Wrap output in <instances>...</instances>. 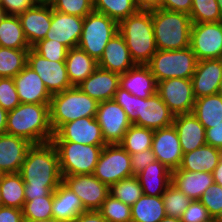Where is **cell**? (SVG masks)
Returning a JSON list of instances; mask_svg holds the SVG:
<instances>
[{
    "mask_svg": "<svg viewBox=\"0 0 222 222\" xmlns=\"http://www.w3.org/2000/svg\"><path fill=\"white\" fill-rule=\"evenodd\" d=\"M19 173L25 183V202L36 197L53 196L63 180L54 144L51 141L33 144Z\"/></svg>",
    "mask_w": 222,
    "mask_h": 222,
    "instance_id": "6da1fadb",
    "label": "cell"
},
{
    "mask_svg": "<svg viewBox=\"0 0 222 222\" xmlns=\"http://www.w3.org/2000/svg\"><path fill=\"white\" fill-rule=\"evenodd\" d=\"M6 133L32 144L50 142L54 135L49 104L20 103L7 113Z\"/></svg>",
    "mask_w": 222,
    "mask_h": 222,
    "instance_id": "7a4b0ae2",
    "label": "cell"
},
{
    "mask_svg": "<svg viewBox=\"0 0 222 222\" xmlns=\"http://www.w3.org/2000/svg\"><path fill=\"white\" fill-rule=\"evenodd\" d=\"M113 100L125 110L134 125L152 130L173 125L175 115L157 93L150 98H140L119 87Z\"/></svg>",
    "mask_w": 222,
    "mask_h": 222,
    "instance_id": "3957f363",
    "label": "cell"
},
{
    "mask_svg": "<svg viewBox=\"0 0 222 222\" xmlns=\"http://www.w3.org/2000/svg\"><path fill=\"white\" fill-rule=\"evenodd\" d=\"M118 32L125 39L136 65H147L156 53L151 11H138L118 23Z\"/></svg>",
    "mask_w": 222,
    "mask_h": 222,
    "instance_id": "277c9868",
    "label": "cell"
},
{
    "mask_svg": "<svg viewBox=\"0 0 222 222\" xmlns=\"http://www.w3.org/2000/svg\"><path fill=\"white\" fill-rule=\"evenodd\" d=\"M154 38L158 50L190 47L192 21L189 14L166 9L151 11Z\"/></svg>",
    "mask_w": 222,
    "mask_h": 222,
    "instance_id": "5b68a950",
    "label": "cell"
},
{
    "mask_svg": "<svg viewBox=\"0 0 222 222\" xmlns=\"http://www.w3.org/2000/svg\"><path fill=\"white\" fill-rule=\"evenodd\" d=\"M99 102L83 93L77 86L52 95L49 112L54 133L65 123L80 118L96 117Z\"/></svg>",
    "mask_w": 222,
    "mask_h": 222,
    "instance_id": "8992f818",
    "label": "cell"
},
{
    "mask_svg": "<svg viewBox=\"0 0 222 222\" xmlns=\"http://www.w3.org/2000/svg\"><path fill=\"white\" fill-rule=\"evenodd\" d=\"M197 58L190 47L177 50H157L147 66L156 82L170 78L191 79Z\"/></svg>",
    "mask_w": 222,
    "mask_h": 222,
    "instance_id": "52a82bcc",
    "label": "cell"
},
{
    "mask_svg": "<svg viewBox=\"0 0 222 222\" xmlns=\"http://www.w3.org/2000/svg\"><path fill=\"white\" fill-rule=\"evenodd\" d=\"M56 147L61 175L93 174L104 146L75 142H52Z\"/></svg>",
    "mask_w": 222,
    "mask_h": 222,
    "instance_id": "ba28073f",
    "label": "cell"
},
{
    "mask_svg": "<svg viewBox=\"0 0 222 222\" xmlns=\"http://www.w3.org/2000/svg\"><path fill=\"white\" fill-rule=\"evenodd\" d=\"M118 32V23L107 15L93 11L84 17L83 29L78 47L97 61L105 46Z\"/></svg>",
    "mask_w": 222,
    "mask_h": 222,
    "instance_id": "9c48e42d",
    "label": "cell"
},
{
    "mask_svg": "<svg viewBox=\"0 0 222 222\" xmlns=\"http://www.w3.org/2000/svg\"><path fill=\"white\" fill-rule=\"evenodd\" d=\"M93 175L109 187L132 177L131 156L120 144H107L101 151Z\"/></svg>",
    "mask_w": 222,
    "mask_h": 222,
    "instance_id": "30bf717a",
    "label": "cell"
},
{
    "mask_svg": "<svg viewBox=\"0 0 222 222\" xmlns=\"http://www.w3.org/2000/svg\"><path fill=\"white\" fill-rule=\"evenodd\" d=\"M190 48L198 61L222 58V21L192 23Z\"/></svg>",
    "mask_w": 222,
    "mask_h": 222,
    "instance_id": "8fae6325",
    "label": "cell"
},
{
    "mask_svg": "<svg viewBox=\"0 0 222 222\" xmlns=\"http://www.w3.org/2000/svg\"><path fill=\"white\" fill-rule=\"evenodd\" d=\"M95 118L106 144H120L132 125L125 110L113 99L99 102Z\"/></svg>",
    "mask_w": 222,
    "mask_h": 222,
    "instance_id": "7c38bea8",
    "label": "cell"
},
{
    "mask_svg": "<svg viewBox=\"0 0 222 222\" xmlns=\"http://www.w3.org/2000/svg\"><path fill=\"white\" fill-rule=\"evenodd\" d=\"M157 94L174 115L193 112L196 98L191 79L170 78L159 81Z\"/></svg>",
    "mask_w": 222,
    "mask_h": 222,
    "instance_id": "4fadbf2b",
    "label": "cell"
},
{
    "mask_svg": "<svg viewBox=\"0 0 222 222\" xmlns=\"http://www.w3.org/2000/svg\"><path fill=\"white\" fill-rule=\"evenodd\" d=\"M27 65L39 75L51 95L63 92L73 86L68 77L65 61L48 60L30 48L27 55Z\"/></svg>",
    "mask_w": 222,
    "mask_h": 222,
    "instance_id": "5bb4252c",
    "label": "cell"
},
{
    "mask_svg": "<svg viewBox=\"0 0 222 222\" xmlns=\"http://www.w3.org/2000/svg\"><path fill=\"white\" fill-rule=\"evenodd\" d=\"M51 142H75L93 146L107 145L95 117L80 118L63 124L54 133Z\"/></svg>",
    "mask_w": 222,
    "mask_h": 222,
    "instance_id": "9a60e30c",
    "label": "cell"
},
{
    "mask_svg": "<svg viewBox=\"0 0 222 222\" xmlns=\"http://www.w3.org/2000/svg\"><path fill=\"white\" fill-rule=\"evenodd\" d=\"M62 182L80 198L87 211L99 210L110 193L109 186L93 174L63 176Z\"/></svg>",
    "mask_w": 222,
    "mask_h": 222,
    "instance_id": "2e32d148",
    "label": "cell"
},
{
    "mask_svg": "<svg viewBox=\"0 0 222 222\" xmlns=\"http://www.w3.org/2000/svg\"><path fill=\"white\" fill-rule=\"evenodd\" d=\"M151 150L156 160L170 170L173 171L180 167L183 152L177 130L173 125L154 130Z\"/></svg>",
    "mask_w": 222,
    "mask_h": 222,
    "instance_id": "e0dca14e",
    "label": "cell"
},
{
    "mask_svg": "<svg viewBox=\"0 0 222 222\" xmlns=\"http://www.w3.org/2000/svg\"><path fill=\"white\" fill-rule=\"evenodd\" d=\"M83 23V17L57 12L52 8L51 25L45 39L56 40L68 49L78 47Z\"/></svg>",
    "mask_w": 222,
    "mask_h": 222,
    "instance_id": "ac0fdd59",
    "label": "cell"
},
{
    "mask_svg": "<svg viewBox=\"0 0 222 222\" xmlns=\"http://www.w3.org/2000/svg\"><path fill=\"white\" fill-rule=\"evenodd\" d=\"M32 145L21 137L2 133L0 135V171L3 174L19 173Z\"/></svg>",
    "mask_w": 222,
    "mask_h": 222,
    "instance_id": "d6986e66",
    "label": "cell"
},
{
    "mask_svg": "<svg viewBox=\"0 0 222 222\" xmlns=\"http://www.w3.org/2000/svg\"><path fill=\"white\" fill-rule=\"evenodd\" d=\"M222 79V58L197 61L191 78L195 98L218 93Z\"/></svg>",
    "mask_w": 222,
    "mask_h": 222,
    "instance_id": "ffe728a7",
    "label": "cell"
},
{
    "mask_svg": "<svg viewBox=\"0 0 222 222\" xmlns=\"http://www.w3.org/2000/svg\"><path fill=\"white\" fill-rule=\"evenodd\" d=\"M13 79L21 103L50 104L52 95L31 67L26 65Z\"/></svg>",
    "mask_w": 222,
    "mask_h": 222,
    "instance_id": "44dd1931",
    "label": "cell"
},
{
    "mask_svg": "<svg viewBox=\"0 0 222 222\" xmlns=\"http://www.w3.org/2000/svg\"><path fill=\"white\" fill-rule=\"evenodd\" d=\"M20 18L25 38L32 47L38 41L45 39L52 20V6L35 4L22 14Z\"/></svg>",
    "mask_w": 222,
    "mask_h": 222,
    "instance_id": "7402d4cb",
    "label": "cell"
},
{
    "mask_svg": "<svg viewBox=\"0 0 222 222\" xmlns=\"http://www.w3.org/2000/svg\"><path fill=\"white\" fill-rule=\"evenodd\" d=\"M120 75L98 67L77 87L98 102L112 100L119 88Z\"/></svg>",
    "mask_w": 222,
    "mask_h": 222,
    "instance_id": "603a6c76",
    "label": "cell"
},
{
    "mask_svg": "<svg viewBox=\"0 0 222 222\" xmlns=\"http://www.w3.org/2000/svg\"><path fill=\"white\" fill-rule=\"evenodd\" d=\"M134 66L136 64L131 57L125 39L117 32L105 46L103 54L98 60V67L120 75Z\"/></svg>",
    "mask_w": 222,
    "mask_h": 222,
    "instance_id": "cb8c5ba5",
    "label": "cell"
},
{
    "mask_svg": "<svg viewBox=\"0 0 222 222\" xmlns=\"http://www.w3.org/2000/svg\"><path fill=\"white\" fill-rule=\"evenodd\" d=\"M119 87L140 98H150L157 93V82L147 65H136L120 74Z\"/></svg>",
    "mask_w": 222,
    "mask_h": 222,
    "instance_id": "d4e9b609",
    "label": "cell"
},
{
    "mask_svg": "<svg viewBox=\"0 0 222 222\" xmlns=\"http://www.w3.org/2000/svg\"><path fill=\"white\" fill-rule=\"evenodd\" d=\"M173 126L177 130L183 154L206 145V130L192 113L175 115Z\"/></svg>",
    "mask_w": 222,
    "mask_h": 222,
    "instance_id": "484cf974",
    "label": "cell"
},
{
    "mask_svg": "<svg viewBox=\"0 0 222 222\" xmlns=\"http://www.w3.org/2000/svg\"><path fill=\"white\" fill-rule=\"evenodd\" d=\"M136 177L144 195L162 196L172 182V170L156 160L145 167Z\"/></svg>",
    "mask_w": 222,
    "mask_h": 222,
    "instance_id": "4316f807",
    "label": "cell"
},
{
    "mask_svg": "<svg viewBox=\"0 0 222 222\" xmlns=\"http://www.w3.org/2000/svg\"><path fill=\"white\" fill-rule=\"evenodd\" d=\"M87 211L80 198L63 182L53 192V218L72 222L77 216Z\"/></svg>",
    "mask_w": 222,
    "mask_h": 222,
    "instance_id": "83f0119b",
    "label": "cell"
},
{
    "mask_svg": "<svg viewBox=\"0 0 222 222\" xmlns=\"http://www.w3.org/2000/svg\"><path fill=\"white\" fill-rule=\"evenodd\" d=\"M171 183L191 200H199L204 191L214 184V178L209 172L173 170Z\"/></svg>",
    "mask_w": 222,
    "mask_h": 222,
    "instance_id": "f1b7e54d",
    "label": "cell"
},
{
    "mask_svg": "<svg viewBox=\"0 0 222 222\" xmlns=\"http://www.w3.org/2000/svg\"><path fill=\"white\" fill-rule=\"evenodd\" d=\"M221 157L222 150L206 144L194 151L183 154L180 167L175 170L213 173Z\"/></svg>",
    "mask_w": 222,
    "mask_h": 222,
    "instance_id": "f546056e",
    "label": "cell"
},
{
    "mask_svg": "<svg viewBox=\"0 0 222 222\" xmlns=\"http://www.w3.org/2000/svg\"><path fill=\"white\" fill-rule=\"evenodd\" d=\"M65 64L73 86L79 85L98 68V61L79 47L68 49Z\"/></svg>",
    "mask_w": 222,
    "mask_h": 222,
    "instance_id": "4dcf8cb0",
    "label": "cell"
},
{
    "mask_svg": "<svg viewBox=\"0 0 222 222\" xmlns=\"http://www.w3.org/2000/svg\"><path fill=\"white\" fill-rule=\"evenodd\" d=\"M166 216L162 196L143 194L131 206V222H159Z\"/></svg>",
    "mask_w": 222,
    "mask_h": 222,
    "instance_id": "1f68e13d",
    "label": "cell"
},
{
    "mask_svg": "<svg viewBox=\"0 0 222 222\" xmlns=\"http://www.w3.org/2000/svg\"><path fill=\"white\" fill-rule=\"evenodd\" d=\"M192 114L206 129L222 122V97L214 95L197 98L194 103Z\"/></svg>",
    "mask_w": 222,
    "mask_h": 222,
    "instance_id": "d6a6232c",
    "label": "cell"
},
{
    "mask_svg": "<svg viewBox=\"0 0 222 222\" xmlns=\"http://www.w3.org/2000/svg\"><path fill=\"white\" fill-rule=\"evenodd\" d=\"M0 47L11 49H30L20 18L5 15L0 21Z\"/></svg>",
    "mask_w": 222,
    "mask_h": 222,
    "instance_id": "836d02e7",
    "label": "cell"
},
{
    "mask_svg": "<svg viewBox=\"0 0 222 222\" xmlns=\"http://www.w3.org/2000/svg\"><path fill=\"white\" fill-rule=\"evenodd\" d=\"M3 206L23 209L25 183L20 173L3 174L0 179Z\"/></svg>",
    "mask_w": 222,
    "mask_h": 222,
    "instance_id": "e575fe53",
    "label": "cell"
},
{
    "mask_svg": "<svg viewBox=\"0 0 222 222\" xmlns=\"http://www.w3.org/2000/svg\"><path fill=\"white\" fill-rule=\"evenodd\" d=\"M93 8L117 23L139 11L135 0H93Z\"/></svg>",
    "mask_w": 222,
    "mask_h": 222,
    "instance_id": "d590c367",
    "label": "cell"
},
{
    "mask_svg": "<svg viewBox=\"0 0 222 222\" xmlns=\"http://www.w3.org/2000/svg\"><path fill=\"white\" fill-rule=\"evenodd\" d=\"M153 135L154 130L132 124L120 145L129 155L143 152L151 149Z\"/></svg>",
    "mask_w": 222,
    "mask_h": 222,
    "instance_id": "8d00e7d4",
    "label": "cell"
},
{
    "mask_svg": "<svg viewBox=\"0 0 222 222\" xmlns=\"http://www.w3.org/2000/svg\"><path fill=\"white\" fill-rule=\"evenodd\" d=\"M29 49L0 47V78H14L27 65Z\"/></svg>",
    "mask_w": 222,
    "mask_h": 222,
    "instance_id": "74e56055",
    "label": "cell"
},
{
    "mask_svg": "<svg viewBox=\"0 0 222 222\" xmlns=\"http://www.w3.org/2000/svg\"><path fill=\"white\" fill-rule=\"evenodd\" d=\"M109 190L110 195L129 206H132L143 195L142 187L136 176L112 184Z\"/></svg>",
    "mask_w": 222,
    "mask_h": 222,
    "instance_id": "f35d334b",
    "label": "cell"
},
{
    "mask_svg": "<svg viewBox=\"0 0 222 222\" xmlns=\"http://www.w3.org/2000/svg\"><path fill=\"white\" fill-rule=\"evenodd\" d=\"M166 215L168 217L181 218L183 212L192 201L188 196L176 188L172 183L162 195Z\"/></svg>",
    "mask_w": 222,
    "mask_h": 222,
    "instance_id": "ab89813d",
    "label": "cell"
},
{
    "mask_svg": "<svg viewBox=\"0 0 222 222\" xmlns=\"http://www.w3.org/2000/svg\"><path fill=\"white\" fill-rule=\"evenodd\" d=\"M189 16L192 23L221 22L216 0H192V9Z\"/></svg>",
    "mask_w": 222,
    "mask_h": 222,
    "instance_id": "60d3db41",
    "label": "cell"
},
{
    "mask_svg": "<svg viewBox=\"0 0 222 222\" xmlns=\"http://www.w3.org/2000/svg\"><path fill=\"white\" fill-rule=\"evenodd\" d=\"M98 211L107 222H131V206L110 194Z\"/></svg>",
    "mask_w": 222,
    "mask_h": 222,
    "instance_id": "b9f144b4",
    "label": "cell"
},
{
    "mask_svg": "<svg viewBox=\"0 0 222 222\" xmlns=\"http://www.w3.org/2000/svg\"><path fill=\"white\" fill-rule=\"evenodd\" d=\"M53 196L36 197L24 203V219H49L52 214Z\"/></svg>",
    "mask_w": 222,
    "mask_h": 222,
    "instance_id": "7bdbcfd3",
    "label": "cell"
},
{
    "mask_svg": "<svg viewBox=\"0 0 222 222\" xmlns=\"http://www.w3.org/2000/svg\"><path fill=\"white\" fill-rule=\"evenodd\" d=\"M36 53L51 61H65L68 48L56 40L42 39L31 47Z\"/></svg>",
    "mask_w": 222,
    "mask_h": 222,
    "instance_id": "ee69618b",
    "label": "cell"
},
{
    "mask_svg": "<svg viewBox=\"0 0 222 222\" xmlns=\"http://www.w3.org/2000/svg\"><path fill=\"white\" fill-rule=\"evenodd\" d=\"M52 8L57 12L83 18L94 11L93 0H57Z\"/></svg>",
    "mask_w": 222,
    "mask_h": 222,
    "instance_id": "f6af8a7d",
    "label": "cell"
},
{
    "mask_svg": "<svg viewBox=\"0 0 222 222\" xmlns=\"http://www.w3.org/2000/svg\"><path fill=\"white\" fill-rule=\"evenodd\" d=\"M199 201L213 219H219L222 215V186L214 183L204 191Z\"/></svg>",
    "mask_w": 222,
    "mask_h": 222,
    "instance_id": "bcb514c9",
    "label": "cell"
},
{
    "mask_svg": "<svg viewBox=\"0 0 222 222\" xmlns=\"http://www.w3.org/2000/svg\"><path fill=\"white\" fill-rule=\"evenodd\" d=\"M13 78H0V106L7 112L20 104Z\"/></svg>",
    "mask_w": 222,
    "mask_h": 222,
    "instance_id": "7dc6e473",
    "label": "cell"
},
{
    "mask_svg": "<svg viewBox=\"0 0 222 222\" xmlns=\"http://www.w3.org/2000/svg\"><path fill=\"white\" fill-rule=\"evenodd\" d=\"M212 219L206 207L199 200H192L181 217L182 222H209Z\"/></svg>",
    "mask_w": 222,
    "mask_h": 222,
    "instance_id": "c3c4849f",
    "label": "cell"
},
{
    "mask_svg": "<svg viewBox=\"0 0 222 222\" xmlns=\"http://www.w3.org/2000/svg\"><path fill=\"white\" fill-rule=\"evenodd\" d=\"M130 156H131V168L134 176L142 172L145 169V167H147L150 163L156 161V157L151 149L131 154Z\"/></svg>",
    "mask_w": 222,
    "mask_h": 222,
    "instance_id": "681fc988",
    "label": "cell"
},
{
    "mask_svg": "<svg viewBox=\"0 0 222 222\" xmlns=\"http://www.w3.org/2000/svg\"><path fill=\"white\" fill-rule=\"evenodd\" d=\"M36 4L35 0H0L6 15L19 16Z\"/></svg>",
    "mask_w": 222,
    "mask_h": 222,
    "instance_id": "f907efd6",
    "label": "cell"
},
{
    "mask_svg": "<svg viewBox=\"0 0 222 222\" xmlns=\"http://www.w3.org/2000/svg\"><path fill=\"white\" fill-rule=\"evenodd\" d=\"M162 9L190 14L192 0H162Z\"/></svg>",
    "mask_w": 222,
    "mask_h": 222,
    "instance_id": "816d5d0a",
    "label": "cell"
},
{
    "mask_svg": "<svg viewBox=\"0 0 222 222\" xmlns=\"http://www.w3.org/2000/svg\"><path fill=\"white\" fill-rule=\"evenodd\" d=\"M206 144L222 150V122L206 129Z\"/></svg>",
    "mask_w": 222,
    "mask_h": 222,
    "instance_id": "f5cc1de1",
    "label": "cell"
},
{
    "mask_svg": "<svg viewBox=\"0 0 222 222\" xmlns=\"http://www.w3.org/2000/svg\"><path fill=\"white\" fill-rule=\"evenodd\" d=\"M22 209L7 206L0 207V222H23Z\"/></svg>",
    "mask_w": 222,
    "mask_h": 222,
    "instance_id": "db71d44e",
    "label": "cell"
},
{
    "mask_svg": "<svg viewBox=\"0 0 222 222\" xmlns=\"http://www.w3.org/2000/svg\"><path fill=\"white\" fill-rule=\"evenodd\" d=\"M72 222H107L98 210L85 211Z\"/></svg>",
    "mask_w": 222,
    "mask_h": 222,
    "instance_id": "11a10c76",
    "label": "cell"
},
{
    "mask_svg": "<svg viewBox=\"0 0 222 222\" xmlns=\"http://www.w3.org/2000/svg\"><path fill=\"white\" fill-rule=\"evenodd\" d=\"M139 11H154L162 9V0H135Z\"/></svg>",
    "mask_w": 222,
    "mask_h": 222,
    "instance_id": "9f6ffc18",
    "label": "cell"
},
{
    "mask_svg": "<svg viewBox=\"0 0 222 222\" xmlns=\"http://www.w3.org/2000/svg\"><path fill=\"white\" fill-rule=\"evenodd\" d=\"M212 174H213V178H214V183L219 184L220 186H222V157L219 160V163L215 167Z\"/></svg>",
    "mask_w": 222,
    "mask_h": 222,
    "instance_id": "6f0895ef",
    "label": "cell"
},
{
    "mask_svg": "<svg viewBox=\"0 0 222 222\" xmlns=\"http://www.w3.org/2000/svg\"><path fill=\"white\" fill-rule=\"evenodd\" d=\"M7 111L0 106V135L6 133Z\"/></svg>",
    "mask_w": 222,
    "mask_h": 222,
    "instance_id": "680465c9",
    "label": "cell"
},
{
    "mask_svg": "<svg viewBox=\"0 0 222 222\" xmlns=\"http://www.w3.org/2000/svg\"><path fill=\"white\" fill-rule=\"evenodd\" d=\"M23 222H63L53 217L49 219H23Z\"/></svg>",
    "mask_w": 222,
    "mask_h": 222,
    "instance_id": "91938a15",
    "label": "cell"
},
{
    "mask_svg": "<svg viewBox=\"0 0 222 222\" xmlns=\"http://www.w3.org/2000/svg\"><path fill=\"white\" fill-rule=\"evenodd\" d=\"M36 4L45 5V6H53V4L57 0H35Z\"/></svg>",
    "mask_w": 222,
    "mask_h": 222,
    "instance_id": "94428289",
    "label": "cell"
},
{
    "mask_svg": "<svg viewBox=\"0 0 222 222\" xmlns=\"http://www.w3.org/2000/svg\"><path fill=\"white\" fill-rule=\"evenodd\" d=\"M159 222H182L181 218H174V217H164L163 219H161Z\"/></svg>",
    "mask_w": 222,
    "mask_h": 222,
    "instance_id": "6125c7cd",
    "label": "cell"
},
{
    "mask_svg": "<svg viewBox=\"0 0 222 222\" xmlns=\"http://www.w3.org/2000/svg\"><path fill=\"white\" fill-rule=\"evenodd\" d=\"M219 6V11H220V15H221V21H222V0H216Z\"/></svg>",
    "mask_w": 222,
    "mask_h": 222,
    "instance_id": "be15d7a7",
    "label": "cell"
},
{
    "mask_svg": "<svg viewBox=\"0 0 222 222\" xmlns=\"http://www.w3.org/2000/svg\"><path fill=\"white\" fill-rule=\"evenodd\" d=\"M6 15L4 9L2 8V6L0 5V21L3 19V17Z\"/></svg>",
    "mask_w": 222,
    "mask_h": 222,
    "instance_id": "e7e4bbea",
    "label": "cell"
},
{
    "mask_svg": "<svg viewBox=\"0 0 222 222\" xmlns=\"http://www.w3.org/2000/svg\"><path fill=\"white\" fill-rule=\"evenodd\" d=\"M218 94L222 97V79H221V82H220Z\"/></svg>",
    "mask_w": 222,
    "mask_h": 222,
    "instance_id": "03108f58",
    "label": "cell"
},
{
    "mask_svg": "<svg viewBox=\"0 0 222 222\" xmlns=\"http://www.w3.org/2000/svg\"><path fill=\"white\" fill-rule=\"evenodd\" d=\"M3 206L2 196H1V188H0V207Z\"/></svg>",
    "mask_w": 222,
    "mask_h": 222,
    "instance_id": "003e7915",
    "label": "cell"
},
{
    "mask_svg": "<svg viewBox=\"0 0 222 222\" xmlns=\"http://www.w3.org/2000/svg\"><path fill=\"white\" fill-rule=\"evenodd\" d=\"M209 222H219L218 219H212L211 221Z\"/></svg>",
    "mask_w": 222,
    "mask_h": 222,
    "instance_id": "a7ac6f4b",
    "label": "cell"
},
{
    "mask_svg": "<svg viewBox=\"0 0 222 222\" xmlns=\"http://www.w3.org/2000/svg\"><path fill=\"white\" fill-rule=\"evenodd\" d=\"M218 221H219V222H222V215H221V217L218 219Z\"/></svg>",
    "mask_w": 222,
    "mask_h": 222,
    "instance_id": "89a4df30",
    "label": "cell"
}]
</instances>
